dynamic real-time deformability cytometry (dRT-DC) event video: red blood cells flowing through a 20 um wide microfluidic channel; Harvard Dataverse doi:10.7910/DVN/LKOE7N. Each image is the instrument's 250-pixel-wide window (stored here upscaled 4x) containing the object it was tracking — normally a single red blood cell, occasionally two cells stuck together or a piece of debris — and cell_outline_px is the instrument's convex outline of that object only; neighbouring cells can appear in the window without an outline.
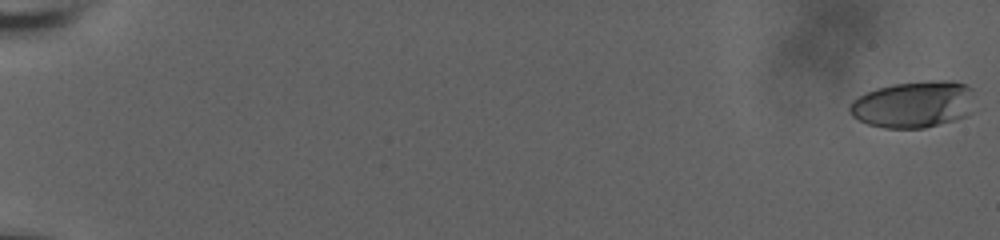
{"species": "human", "species_latin": "Homo sapiens", "temperature_condition": "room temperature", "stored_images_in_passage": 60, "camera_frame_rate_fps": 3000, "um_per_image_px": 0.085, "donor": {"sex": "male"}, "frame": {"image": 1, "passage_image": 1, "time_ms": 0.0, "image_size_px": [1000, 240], "cell_outline_px": [[972, 112], [964, 116], [952, 120], [924, 128], [884, 128], [868, 124], [852, 116], [848, 108], [852, 100], [876, 88], [892, 84], [928, 80], [952, 80], [964, 84], [972, 88]], "centroid_in_image_um": [77.65, 8.86], "position_along_channel_um": 7.4, "area_um2": 34.04}}
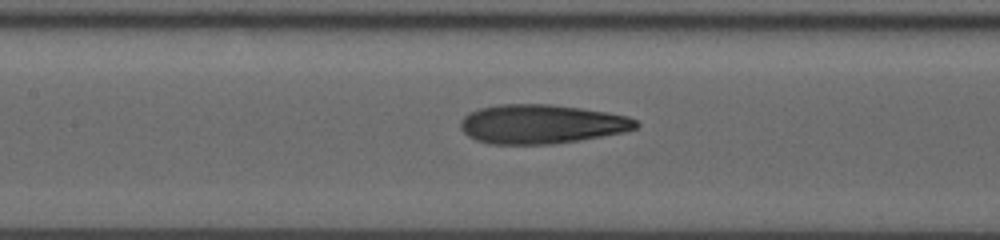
{"frame": {"image": 2, "passage_image": 32, "time_ms": 10.333, "image_size_px": [1000, 240], "cell_outline_px": [[640, 124], [636, 128], [624, 132], [580, 140], [552, 144], [488, 144], [476, 140], [468, 136], [460, 128], [460, 120], [464, 116], [480, 108], [500, 104], [548, 104], [580, 108], [608, 112], [628, 116], [636, 120]], "centroid_in_image_um": [46.02, 10.55], "position_along_channel_um": 161.4, "area_um2": 40.06}}
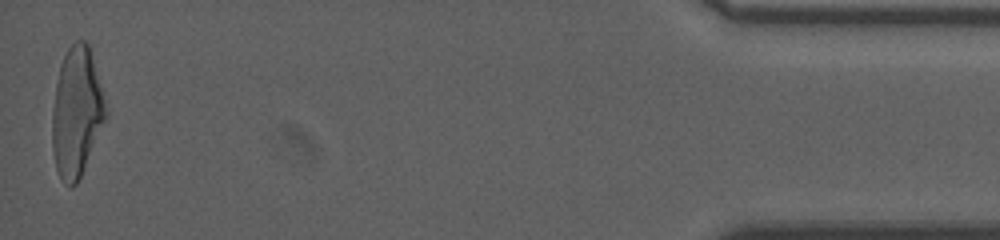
{"frame": {"image": 3, "passage_image": 60, "time_ms": 19.667, "image_size_px": [1000, 240], "cell_outline_px": [[108, 116], [80, 176], [76, 184], [72, 188], [64, 184], [60, 180], [56, 168], [52, 148], [52, 112], [56, 84], [60, 64], [68, 48], [76, 40], [84, 40], [88, 44], [108, 112]], "centroid_in_image_um": [6.5, 9.58], "position_along_channel_um": 428.7, "area_um2": 40.17}, "authors_computed_cell_mechanics": {"area_um2": 39.0439, "velocity_mm_per_s": 3.7336, "shape_relaxation_time_tau1_ms": null, "shape_relaxation_time_tau2_ms": 1.7562, "deformation_change_tau1": null, "deformation_change_tau2": 0.1076}}